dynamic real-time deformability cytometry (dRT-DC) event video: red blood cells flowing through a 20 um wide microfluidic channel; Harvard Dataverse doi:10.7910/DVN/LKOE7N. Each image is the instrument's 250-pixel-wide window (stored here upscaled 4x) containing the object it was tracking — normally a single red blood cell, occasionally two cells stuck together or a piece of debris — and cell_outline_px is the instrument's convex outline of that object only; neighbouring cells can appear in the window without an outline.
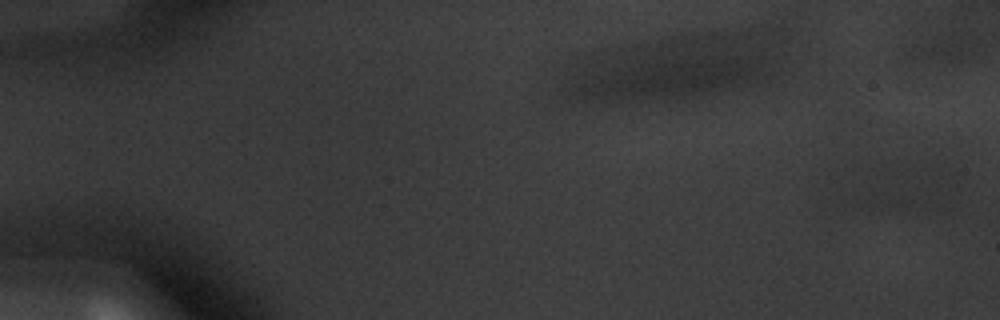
{"species": "common noctule bat (a hibernating species)", "species_latin": "Nyctalus noctula", "temperature_condition": "warm", "stored_images_in_passage": 5, "camera_frame_rate_fps": 3000, "um_per_image_px": 0.085, "animal": {"sex": "male", "body_mass_g": 20.1, "forearm_length_mm": 53.5}, "frame": {"image": 1, "passage_image": 1, "time_ms": 0.0, "image_size_px": [1000, 320], "cell_outline_px": [[956, 184], [944, 204], [940, 208], [896, 212], [872, 212], [860, 208], [852, 200], [852, 196], [868, 188], [924, 168], [932, 168], [956, 172]], "centroid_in_image_um": [77.26, 16.33], "position_along_channel_um": 7.7, "area_um2": 22.89}}